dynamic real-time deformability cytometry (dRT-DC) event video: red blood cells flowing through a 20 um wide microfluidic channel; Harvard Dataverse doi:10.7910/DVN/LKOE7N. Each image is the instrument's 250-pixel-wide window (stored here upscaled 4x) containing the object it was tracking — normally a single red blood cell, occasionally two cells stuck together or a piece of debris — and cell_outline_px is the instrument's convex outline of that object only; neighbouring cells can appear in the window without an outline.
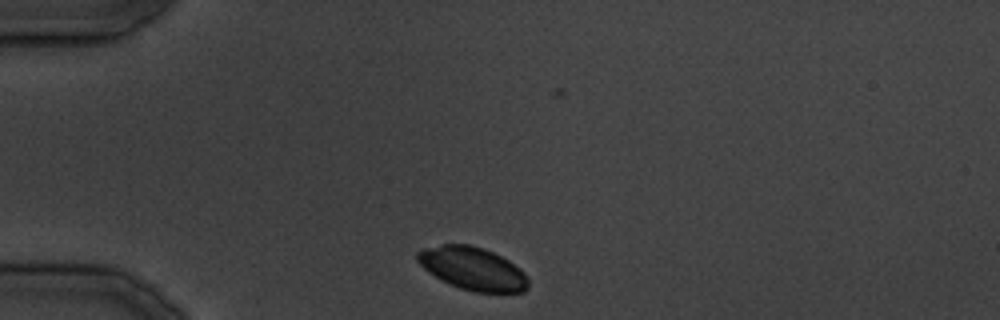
{"species": "common noctule bat (a hibernating species)", "species_latin": "Nyctalus noctula", "temperature_condition": "cold", "stored_images_in_passage": 29, "camera_frame_rate_fps": 3000, "um_per_image_px": 0.085, "animal": {"sex": "male", "body_mass_g": 19.5, "forearm_length_mm": 54.6}, "frame": {"image": 1, "passage_image": 2, "time_ms": 1.333, "image_size_px": [1000, 320], "cell_outline_px": [[528, 288], [524, 292], [472, 292], [448, 284], [428, 272], [416, 260], [416, 252], [424, 248], [444, 244], [468, 244], [484, 248], [508, 260], [520, 268], [524, 272], [528, 280]], "centroid_in_image_um": [40.17, 22.83], "position_along_channel_um": 44.8, "area_um2": 27.8}}
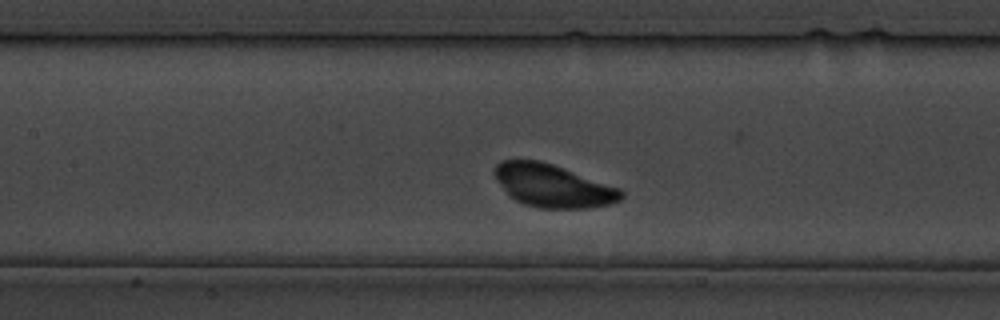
{"frame": {"image": 2, "passage_image": 10, "time_ms": 11.0, "image_size_px": [1000, 320], "cell_outline_px": [[624, 196], [620, 200], [608, 204], [588, 208], [540, 208], [524, 204], [508, 196], [496, 180], [496, 164], [500, 160], [540, 160], [564, 168], [620, 188], [624, 192]], "centroid_in_image_um": [46.99, 15.79], "position_along_channel_um": 160.4, "area_um2": 31.5}}
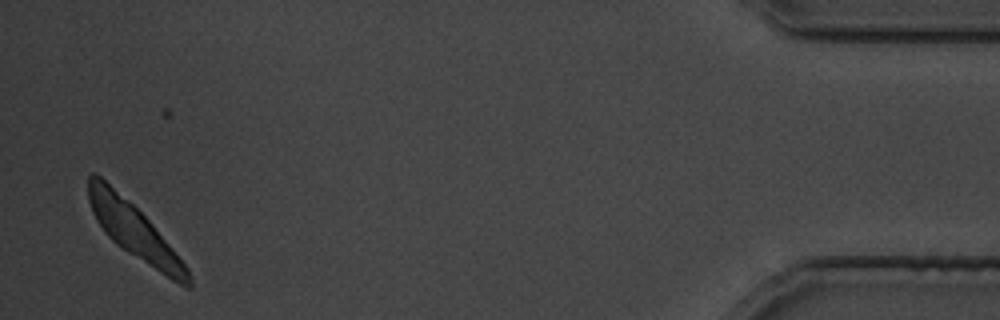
{"frame": {"image": 3, "passage_image": 28, "time_ms": 33.333, "image_size_px": [1000, 320], "cell_outline_px": [[192, 288], [188, 288], [172, 280], [116, 244], [104, 232], [96, 220], [92, 212], [88, 200], [88, 176], [92, 172], [96, 172], [128, 200], [148, 220], [188, 268], [192, 280]], "centroid_in_image_um": [11.37, 19.61], "position_along_channel_um": 423.8, "area_um2": 31.27}}